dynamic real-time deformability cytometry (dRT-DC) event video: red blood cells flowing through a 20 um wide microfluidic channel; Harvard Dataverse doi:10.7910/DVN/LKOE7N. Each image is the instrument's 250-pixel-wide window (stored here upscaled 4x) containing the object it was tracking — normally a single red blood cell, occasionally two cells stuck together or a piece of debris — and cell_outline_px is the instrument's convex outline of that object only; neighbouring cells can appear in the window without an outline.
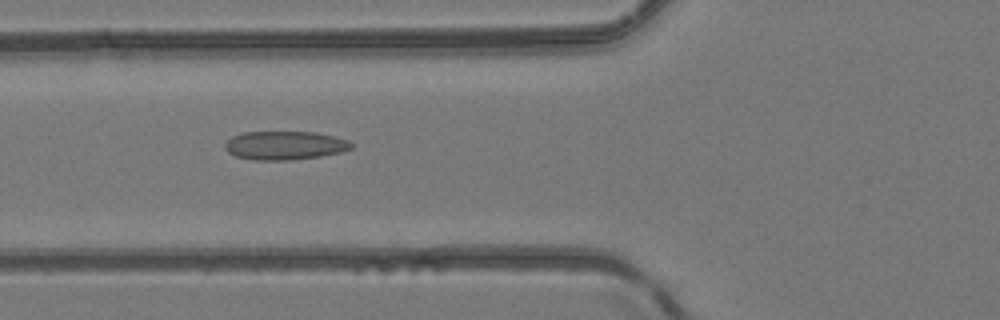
{"species": "common noctule bat (a hibernating species)", "species_latin": "Nyctalus noctula", "temperature_condition": "room temperature", "stored_images_in_passage": 7, "camera_frame_rate_fps": 3000, "um_per_image_px": 0.085, "animal": {"sex": "female", "body_mass_g": 24.6, "forearm_length_mm": 56.2}, "frame": {"image": 1, "passage_image": 6, "time_ms": 5.667, "image_size_px": [1000, 320], "cell_outline_px": [[352, 148], [340, 152], [320, 156], [288, 160], [252, 160], [236, 156], [228, 152], [224, 148], [224, 144], [232, 136], [244, 132], [316, 132], [348, 140], [352, 144]], "centroid_in_image_um": [24.17, 12.36], "position_along_channel_um": 101.6, "area_um2": 20.98}}
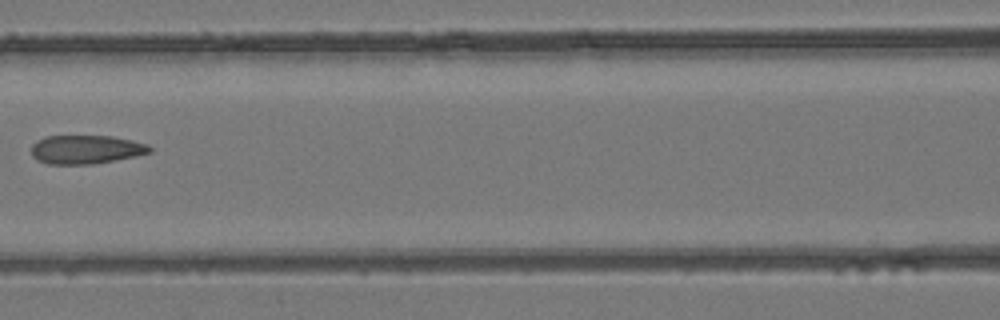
{"frame": {"image": 2, "passage_image": 7, "time_ms": 7.0, "image_size_px": [1000, 320], "cell_outline_px": [[152, 152], [136, 156], [92, 164], [48, 164], [36, 160], [32, 156], [32, 144], [36, 140], [44, 136], [112, 136], [132, 140], [148, 144], [152, 148]], "centroid_in_image_um": [7.3, 12.7], "position_along_channel_um": 159.3, "area_um2": 19.94}}